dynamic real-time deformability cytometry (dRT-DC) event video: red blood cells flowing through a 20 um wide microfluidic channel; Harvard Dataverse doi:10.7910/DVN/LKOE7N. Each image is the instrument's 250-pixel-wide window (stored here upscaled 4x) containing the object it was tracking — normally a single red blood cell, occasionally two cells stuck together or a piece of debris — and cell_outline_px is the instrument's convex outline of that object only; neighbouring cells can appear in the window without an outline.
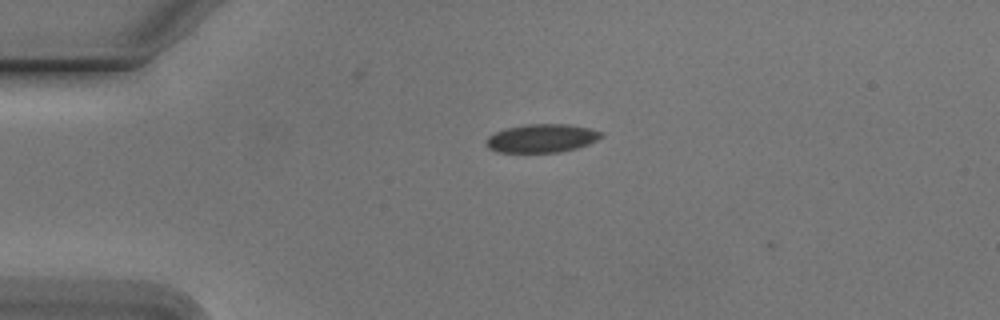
{"species": "Egyptian fruit bat (a non-hibernating species)", "species_latin": "Rousettus aegyptiacus", "temperature_condition": "cold", "stored_images_in_passage": 10, "camera_frame_rate_fps": 3000, "um_per_image_px": 0.085, "animal": {"sex": "male"}, "frame": {"image": 1, "passage_image": 2, "time_ms": 0.333, "image_size_px": [1000, 320], "cell_outline_px": [[604, 136], [588, 144], [576, 148], [560, 152], [500, 152], [488, 148], [484, 140], [488, 136], [504, 128], [524, 124], [568, 124], [588, 128], [604, 132]], "centroid_in_image_um": [46.04, 11.74], "position_along_channel_um": 39.0, "area_um2": 19.13}}
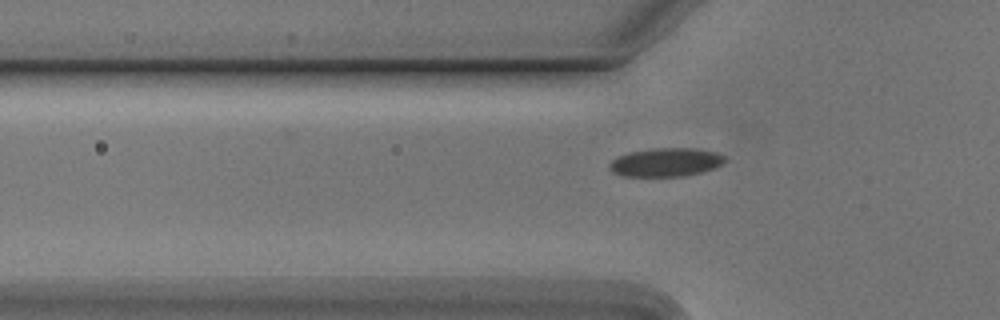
{"frame": {"image": 2, "passage_image": 7, "time_ms": 2.0, "image_size_px": [1000, 320], "cell_outline_px": [[728, 160], [716, 168], [684, 176], [620, 176], [612, 172], [608, 168], [608, 164], [616, 156], [628, 152], [656, 148], [700, 148], [716, 152], [724, 156]], "centroid_in_image_um": [56.59, 13.79], "position_along_channel_um": 69.2, "area_um2": 19.54}}